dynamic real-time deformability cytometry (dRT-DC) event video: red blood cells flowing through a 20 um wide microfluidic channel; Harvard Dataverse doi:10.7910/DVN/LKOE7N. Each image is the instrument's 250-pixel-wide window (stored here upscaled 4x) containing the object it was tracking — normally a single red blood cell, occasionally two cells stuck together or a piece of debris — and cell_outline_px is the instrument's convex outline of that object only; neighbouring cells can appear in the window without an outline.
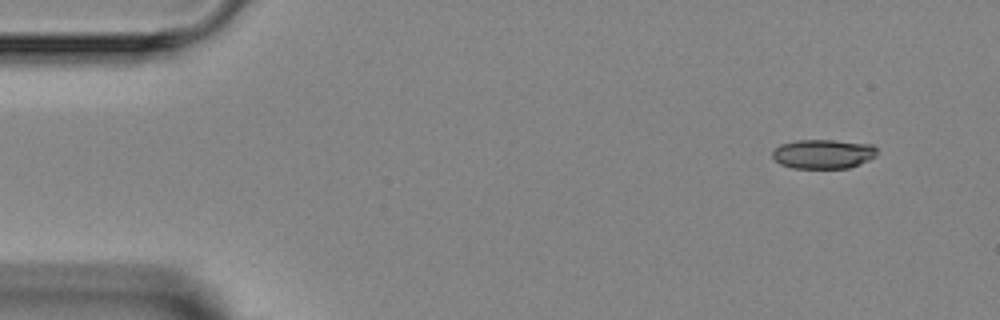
{"species": "Egyptian fruit bat (a non-hibernating species)", "species_latin": "Rousettus aegyptiacus", "temperature_condition": "room temperature", "stored_images_in_passage": 4, "camera_frame_rate_fps": 3000, "um_per_image_px": 0.085, "animal": {"sex": "female"}, "frame": {"image": 1, "passage_image": 1, "time_ms": 0.0, "image_size_px": [1000, 320], "cell_outline_px": [[876, 156], [860, 164], [848, 168], [792, 168], [780, 164], [772, 156], [772, 152], [780, 144], [796, 140], [832, 140], [872, 144], [876, 148]], "centroid_in_image_um": [69.97, 13.08], "position_along_channel_um": 15.0, "area_um2": 17.86}}
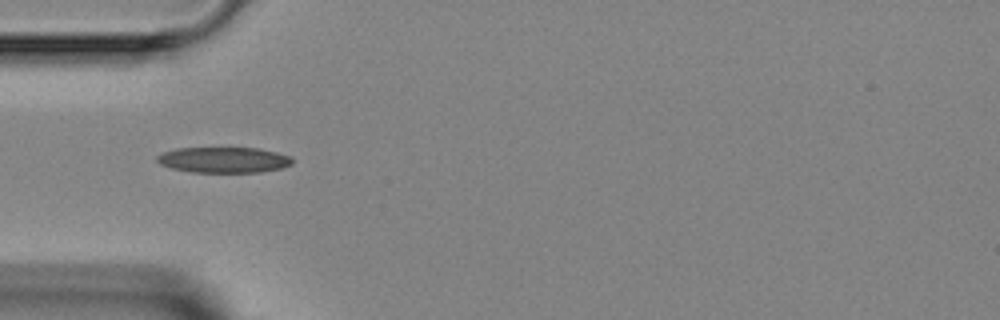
{"frame": {"image": 2, "passage_image": 4, "time_ms": 3.667, "image_size_px": [1000, 320], "cell_outline_px": [[292, 164], [280, 168], [260, 172], [192, 172], [172, 168], [160, 164], [156, 160], [156, 156], [160, 152], [176, 148], [260, 148], [276, 152], [288, 156], [292, 160]], "centroid_in_image_um": [18.96, 13.58], "position_along_channel_um": 66.0, "area_um2": 20.23}}